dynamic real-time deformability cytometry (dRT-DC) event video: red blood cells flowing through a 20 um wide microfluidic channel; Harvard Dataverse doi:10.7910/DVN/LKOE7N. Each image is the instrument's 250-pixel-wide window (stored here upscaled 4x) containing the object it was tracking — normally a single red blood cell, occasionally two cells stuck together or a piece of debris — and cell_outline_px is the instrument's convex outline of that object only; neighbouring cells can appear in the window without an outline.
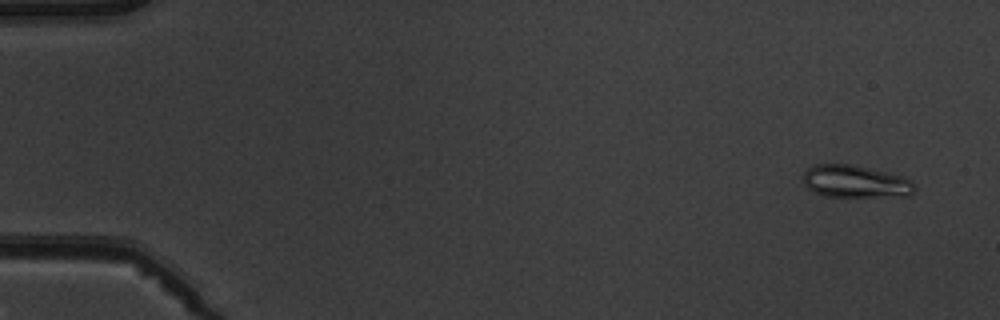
{"species": "common noctule bat (a hibernating species)", "species_latin": "Nyctalus noctula", "temperature_condition": "warm", "stored_images_in_passage": 4, "camera_frame_rate_fps": 3000, "um_per_image_px": 0.085, "animal": {"sex": "male", "body_mass_g": 19.5, "forearm_length_mm": 54.6}, "frame": {"image": 1, "passage_image": 1, "time_ms": 0.0, "image_size_px": [1000, 320], "cell_outline_px": [[916, 188], [908, 196], [824, 196], [808, 188], [804, 184], [804, 172], [808, 168], [816, 164], [852, 164], [904, 176], [912, 180]], "centroid_in_image_um": [72.73, 15.42], "position_along_channel_um": 12.3, "area_um2": 20.98}}
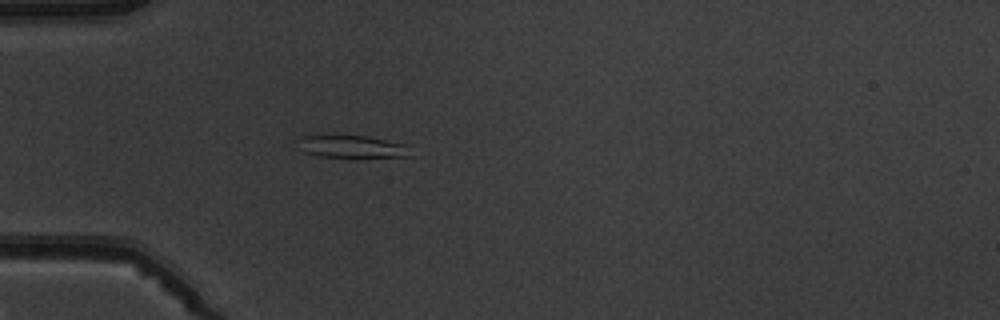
{"frame": {"image": 2, "passage_image": 4, "time_ms": 4.333, "image_size_px": [1000, 320], "cell_outline_px": [[412, 156], [356, 160], [320, 156], [304, 152], [296, 148], [292, 140], [300, 136], [368, 136], [404, 144]], "centroid_in_image_um": [29.82, 12.52], "position_along_channel_um": 55.2, "area_um2": 15.78}}